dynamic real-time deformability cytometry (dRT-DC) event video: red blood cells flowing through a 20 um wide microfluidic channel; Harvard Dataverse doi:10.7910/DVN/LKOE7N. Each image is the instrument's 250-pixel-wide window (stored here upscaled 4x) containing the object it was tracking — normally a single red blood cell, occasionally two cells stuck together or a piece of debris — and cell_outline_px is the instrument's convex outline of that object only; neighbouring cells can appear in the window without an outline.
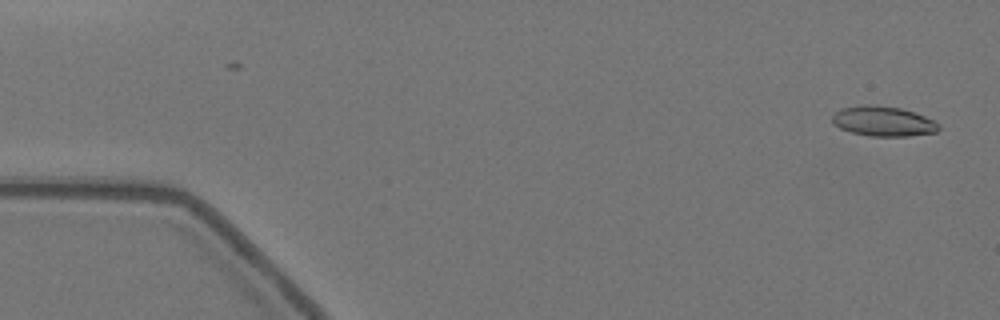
{"species": "Egyptian fruit bat (a non-hibernating species)", "species_latin": "Rousettus aegyptiacus", "temperature_condition": "warm", "stored_images_in_passage": 57, "camera_frame_rate_fps": 3000, "um_per_image_px": 0.085, "animal": {"sex": "female"}, "frame": {"image": 1, "passage_image": 2, "time_ms": 0.333, "image_size_px": [1000, 320], "cell_outline_px": [[940, 128], [936, 132], [908, 136], [868, 136], [852, 132], [840, 128], [832, 124], [832, 116], [840, 108], [868, 104], [872, 104], [900, 108], [936, 120], [940, 124]], "centroid_in_image_um": [75.07, 10.31], "position_along_channel_um": 9.9, "area_um2": 18.67}}
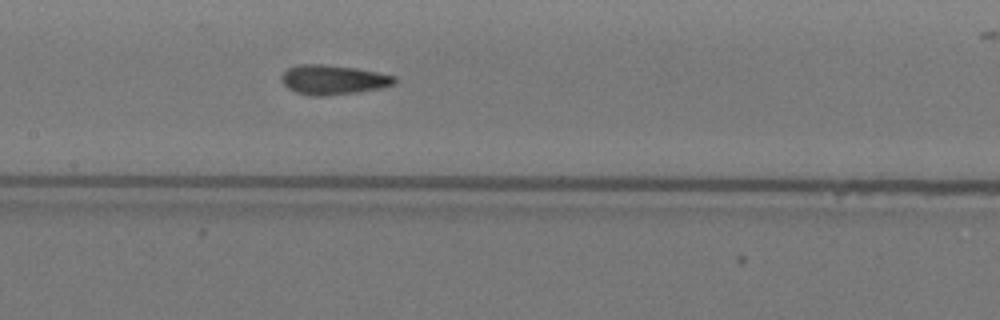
{"frame": {"image": 2, "passage_image": 27, "time_ms": 8.667, "image_size_px": [1000, 320], "cell_outline_px": [[396, 84], [380, 88], [356, 92], [328, 96], [312, 96], [296, 92], [288, 88], [284, 84], [280, 76], [288, 68], [300, 64], [324, 64], [356, 68], [396, 76]], "centroid_in_image_um": [28.32, 6.78], "position_along_channel_um": 179.1, "area_um2": 19.48}}
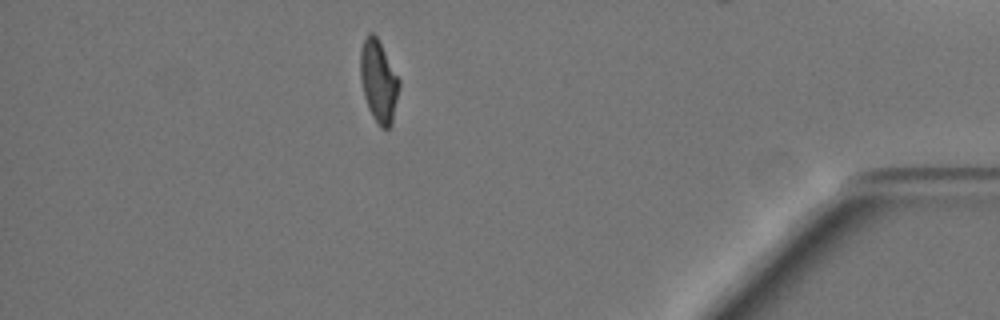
{"frame": {"image": 3, "passage_image": 50, "time_ms": 16.333, "image_size_px": [1000, 320], "cell_outline_px": [[400, 84], [392, 124], [388, 128], [380, 128], [372, 116], [368, 108], [364, 96], [360, 76], [360, 52], [364, 40], [368, 32], [372, 32], [376, 36], [400, 80]], "centroid_in_image_um": [32.18, 6.93], "position_along_channel_um": 403.0, "area_um2": 18.44}, "authors_computed_cell_mechanics": {"area_um2": 19.0162, "velocity_mm_per_s": 3.5287, "shape_relaxation_time_tau1_ms": 7.2583, "shape_relaxation_time_tau2_ms": 1.63, "deformation_change_tau1": 0.2148, "deformation_change_tau2": 0.0962}}